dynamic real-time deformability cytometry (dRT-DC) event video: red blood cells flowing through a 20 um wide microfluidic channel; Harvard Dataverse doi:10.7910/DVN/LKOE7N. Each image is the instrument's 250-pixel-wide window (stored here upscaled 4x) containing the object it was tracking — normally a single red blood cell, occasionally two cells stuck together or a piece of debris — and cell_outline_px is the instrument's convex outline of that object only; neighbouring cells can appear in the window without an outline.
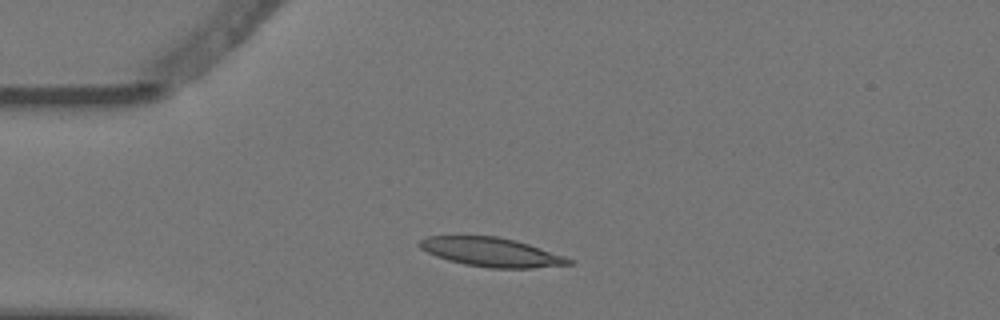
{"species": "Egyptian fruit bat (a non-hibernating species)", "species_latin": "Rousettus aegyptiacus", "temperature_condition": "warm", "stored_images_in_passage": 8, "camera_frame_rate_fps": 3000, "um_per_image_px": 0.085, "animal": {"sex": "female"}, "frame": {"image": 1, "passage_image": 2, "time_ms": 0.333, "image_size_px": [1000, 320], "cell_outline_px": [[572, 264], [532, 268], [488, 268], [464, 264], [448, 260], [436, 256], [420, 248], [416, 244], [420, 240], [428, 236], [496, 236], [516, 240], [564, 256], [572, 260]], "centroid_in_image_um": [41.73, 21.43], "position_along_channel_um": 43.3, "area_um2": 25.09}}
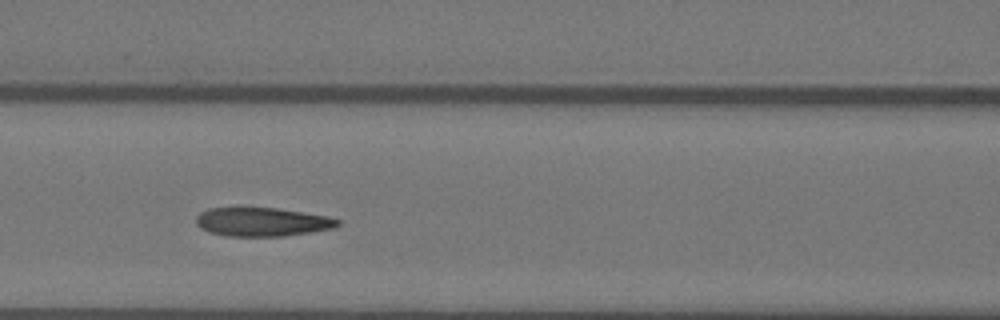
{"frame": {"image": 2, "passage_image": 5, "time_ms": 1.333, "image_size_px": [1000, 320], "cell_outline_px": [[340, 224], [332, 228], [312, 232], [284, 236], [228, 236], [208, 232], [200, 228], [196, 224], [196, 216], [200, 212], [208, 208], [240, 204], [276, 208], [328, 216], [340, 220]], "centroid_in_image_um": [22.19, 18.81], "position_along_channel_um": 144.4, "area_um2": 24.68}}
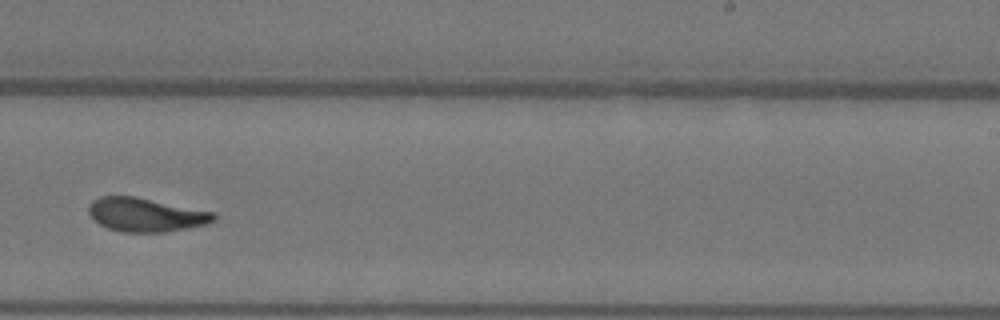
{"frame": {"image": 3, "passage_image": 8, "time_ms": 2.333, "image_size_px": [1000, 320], "cell_outline_px": [[216, 220], [208, 224], [164, 232], [124, 232], [108, 228], [100, 224], [88, 212], [88, 208], [92, 200], [100, 196], [136, 196], [216, 212]], "centroid_in_image_um": [12.43, 18.24], "position_along_channel_um": 276.6, "area_um2": 24.68}}